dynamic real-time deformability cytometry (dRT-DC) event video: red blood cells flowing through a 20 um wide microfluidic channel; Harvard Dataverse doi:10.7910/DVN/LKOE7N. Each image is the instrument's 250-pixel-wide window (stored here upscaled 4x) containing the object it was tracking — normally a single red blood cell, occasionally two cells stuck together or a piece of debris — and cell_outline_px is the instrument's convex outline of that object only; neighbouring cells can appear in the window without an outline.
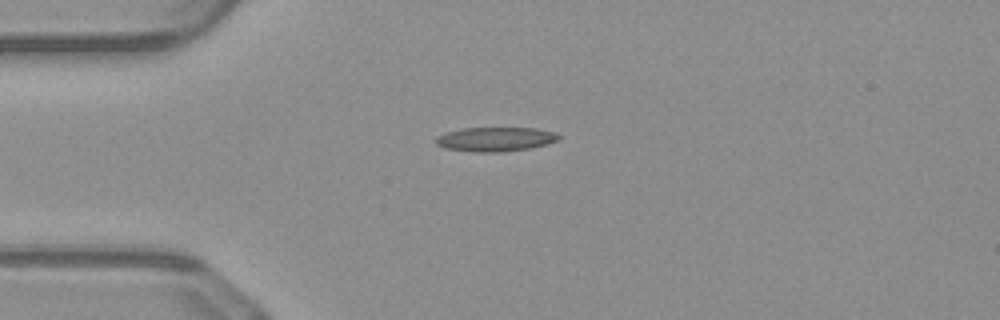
{"species": "common noctule bat (a hibernating species)", "species_latin": "Nyctalus noctula", "temperature_condition": "warm", "stored_images_in_passage": 38, "camera_frame_rate_fps": 3000, "um_per_image_px": 0.085, "animal": {"sex": "male", "body_mass_g": 23.1, "forearm_length_mm": 52.7}, "frame": {"image": 1, "passage_image": 1, "time_ms": 0.0, "image_size_px": [1000, 320], "cell_outline_px": [[560, 140], [532, 148], [504, 152], [476, 152], [444, 148], [436, 144], [436, 136], [460, 128], [536, 128], [556, 132], [560, 136]], "centroid_in_image_um": [42.14, 11.83], "position_along_channel_um": 42.9, "area_um2": 17.51}}
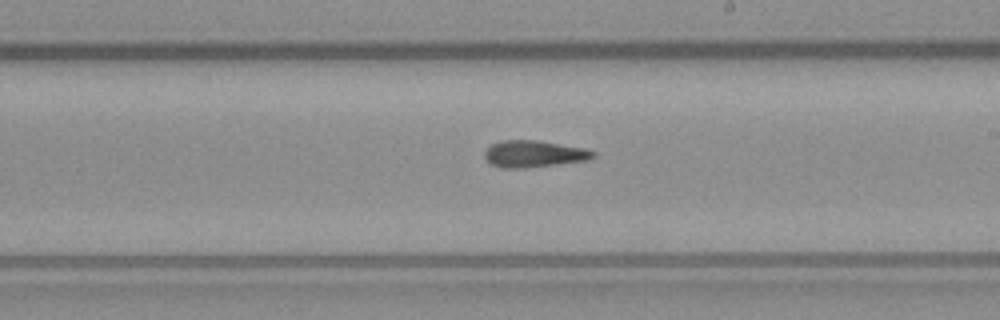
{"frame": {"image": 2, "passage_image": 17, "time_ms": 5.333, "image_size_px": [1000, 320], "cell_outline_px": [[596, 156], [588, 160], [524, 168], [500, 168], [492, 164], [484, 156], [484, 152], [492, 144], [504, 140], [536, 140], [588, 148], [596, 152]], "centroid_in_image_um": [45.43, 13.07], "position_along_channel_um": 243.6, "area_um2": 16.94}}
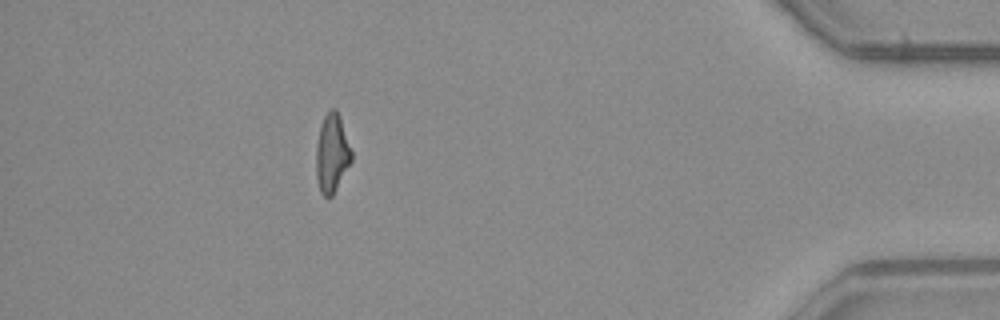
{"frame": {"image": 3, "passage_image": 33, "time_ms": 10.667, "image_size_px": [1000, 320], "cell_outline_px": [[352, 160], [332, 196], [324, 196], [320, 192], [316, 176], [316, 144], [320, 128], [324, 116], [332, 108], [336, 108], [340, 116], [352, 152]], "centroid_in_image_um": [28.21, 13.02], "position_along_channel_um": 407.0, "area_um2": 16.07}, "authors_computed_cell_mechanics": {"area_um2": 16.3285, "velocity_mm_per_s": 4.1314, "shape_relaxation_time_tau1_ms": null, "shape_relaxation_time_tau2_ms": 3.425, "deformation_change_tau1": null, "deformation_change_tau2": 0.1662}}